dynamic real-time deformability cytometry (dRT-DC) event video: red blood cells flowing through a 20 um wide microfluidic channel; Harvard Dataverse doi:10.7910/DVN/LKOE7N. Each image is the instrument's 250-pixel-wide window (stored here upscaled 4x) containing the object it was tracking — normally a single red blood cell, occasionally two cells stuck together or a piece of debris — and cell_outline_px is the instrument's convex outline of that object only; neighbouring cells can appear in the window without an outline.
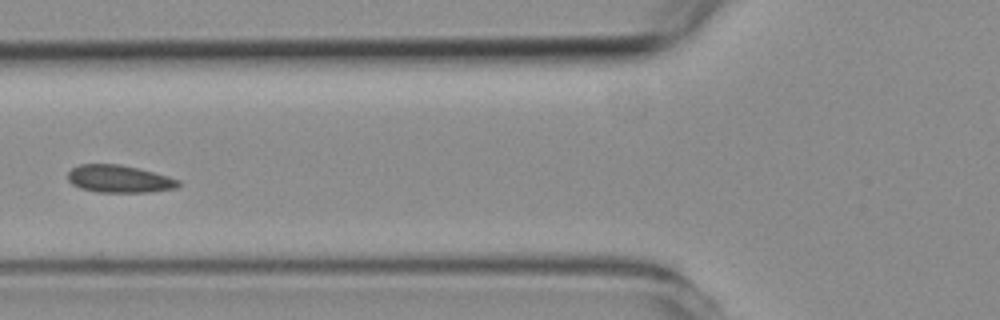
{"species": "common noctule bat (a hibernating species)", "species_latin": "Nyctalus noctula", "temperature_condition": "room temperature", "stored_images_in_passage": 5, "camera_frame_rate_fps": 3000, "um_per_image_px": 0.085, "animal": {"sex": "female", "body_mass_g": 19.3, "forearm_length_mm": 54.1}, "frame": {"image": 1, "passage_image": 5, "time_ms": 4.333, "image_size_px": [1000, 320], "cell_outline_px": [[180, 184], [176, 188], [152, 192], [96, 192], [80, 188], [72, 184], [68, 180], [68, 172], [72, 168], [80, 164], [120, 164], [168, 176], [180, 180]], "centroid_in_image_um": [10.12, 15.21], "position_along_channel_um": 115.7, "area_um2": 17.69}}